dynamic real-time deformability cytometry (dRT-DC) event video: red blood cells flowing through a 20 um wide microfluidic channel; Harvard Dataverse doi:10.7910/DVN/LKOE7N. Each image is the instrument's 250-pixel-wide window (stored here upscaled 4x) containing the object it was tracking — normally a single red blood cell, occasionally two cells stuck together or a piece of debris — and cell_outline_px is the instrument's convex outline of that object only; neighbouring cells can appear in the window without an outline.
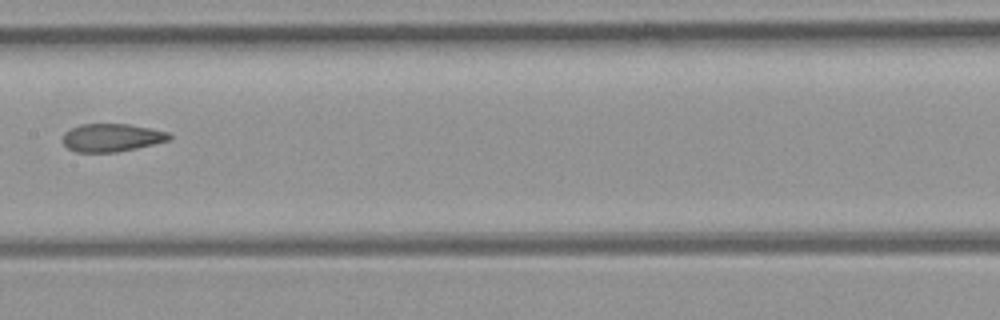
{"species": "common noctule bat (a hibernating species)", "species_latin": "Nyctalus noctula", "temperature_condition": "room temperature", "stored_images_in_passage": 6, "camera_frame_rate_fps": 3000, "um_per_image_px": 0.085, "animal": {"sex": "female", "body_mass_g": 21.9}, "frame": {"image": 1, "passage_image": 4, "time_ms": 3.667, "image_size_px": [1000, 320], "cell_outline_px": [[172, 140], [136, 148], [116, 152], [76, 152], [68, 148], [64, 144], [64, 132], [80, 124], [128, 124], [168, 132], [172, 136]], "centroid_in_image_um": [9.51, 11.7], "position_along_channel_um": 197.9, "area_um2": 17.28}}
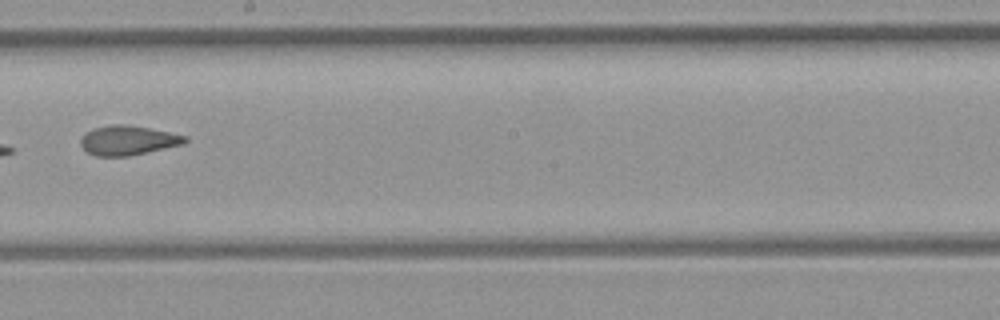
{"frame": {"image": 2, "passage_image": 5, "time_ms": 4.667, "image_size_px": [1000, 320], "cell_outline_px": [[188, 140], [184, 144], [148, 152], [128, 156], [96, 156], [88, 152], [80, 144], [80, 140], [84, 132], [92, 128], [112, 124], [124, 124], [148, 128], [188, 136]], "centroid_in_image_um": [10.86, 11.92], "position_along_channel_um": 237.3, "area_um2": 17.98}}
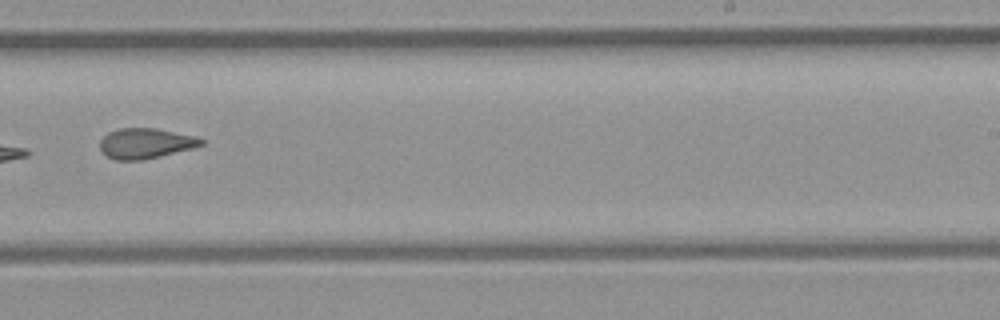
{"frame": {"image": 3, "passage_image": 6, "time_ms": 5.667, "image_size_px": [1000, 320], "cell_outline_px": [[204, 144], [192, 148], [144, 160], [116, 160], [100, 152], [100, 140], [108, 132], [120, 128], [156, 128], [192, 136], [204, 140]], "centroid_in_image_um": [12.32, 12.19], "position_along_channel_um": 276.7, "area_um2": 17.74}}